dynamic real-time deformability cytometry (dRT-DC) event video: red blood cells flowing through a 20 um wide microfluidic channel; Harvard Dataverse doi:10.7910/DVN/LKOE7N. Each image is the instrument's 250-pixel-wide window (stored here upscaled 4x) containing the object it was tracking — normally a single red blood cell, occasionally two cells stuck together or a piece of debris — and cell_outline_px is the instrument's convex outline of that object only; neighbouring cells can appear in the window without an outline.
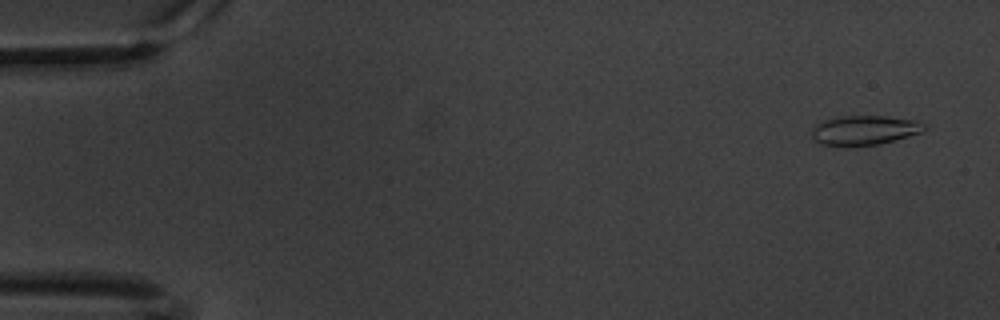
{"species": "common noctule bat (a hibernating species)", "species_latin": "Nyctalus noctula", "temperature_condition": "warm", "stored_images_in_passage": 60, "camera_frame_rate_fps": 3000, "um_per_image_px": 0.085, "animal": {"sex": "male", "body_mass_g": 20.1, "forearm_length_mm": 53.5}, "frame": {"image": 1, "passage_image": 3, "time_ms": 0.667, "image_size_px": [1000, 320], "cell_outline_px": [[928, 128], [920, 132], [908, 136], [880, 144], [844, 148], [820, 144], [812, 136], [812, 128], [816, 124], [824, 120], [840, 116], [884, 116], [916, 120], [924, 124]], "centroid_in_image_um": [73.44, 11.09], "position_along_channel_um": 11.6, "area_um2": 19.65}}
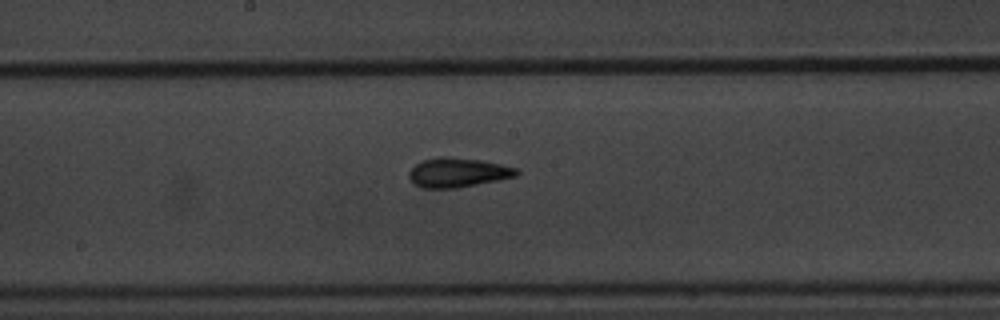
{"frame": {"image": 2, "passage_image": 32, "time_ms": 10.333, "image_size_px": [1000, 320], "cell_outline_px": [[520, 172], [516, 176], [456, 188], [420, 188], [408, 176], [408, 172], [416, 164], [424, 160], [436, 156], [448, 156], [480, 160], [500, 164], [516, 168]], "centroid_in_image_um": [38.88, 14.65], "position_along_channel_um": 209.3, "area_um2": 18.26}}
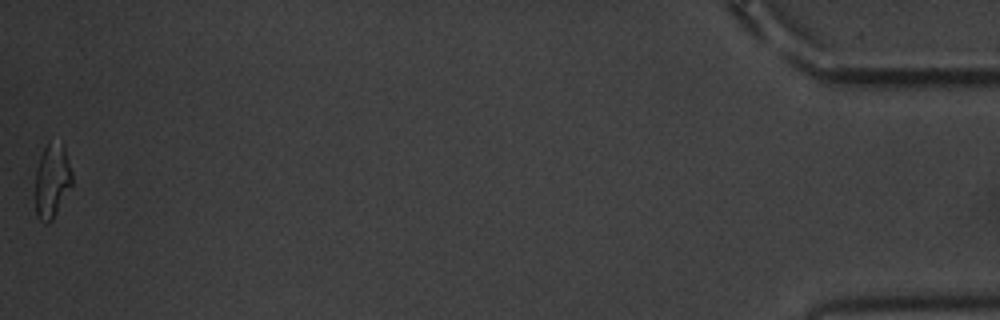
{"frame": {"image": 3, "passage_image": 60, "time_ms": 19.667, "image_size_px": [1000, 320], "cell_outline_px": [[72, 184], [52, 220], [48, 224], [44, 224], [36, 216], [36, 168], [40, 156], [48, 140], [64, 144], [72, 172]], "centroid_in_image_um": [4.42, 15.34], "position_along_channel_um": 430.8, "area_um2": 16.01}, "authors_computed_cell_mechanics": {"area_um2": 17.4845, "velocity_mm_per_s": 3.3771, "shape_relaxation_time_tau1_ms": 5.6885, "shape_relaxation_time_tau2_ms": 2.4777, "deformation_change_tau1": 0.1711, "deformation_change_tau2": 0.0942}}